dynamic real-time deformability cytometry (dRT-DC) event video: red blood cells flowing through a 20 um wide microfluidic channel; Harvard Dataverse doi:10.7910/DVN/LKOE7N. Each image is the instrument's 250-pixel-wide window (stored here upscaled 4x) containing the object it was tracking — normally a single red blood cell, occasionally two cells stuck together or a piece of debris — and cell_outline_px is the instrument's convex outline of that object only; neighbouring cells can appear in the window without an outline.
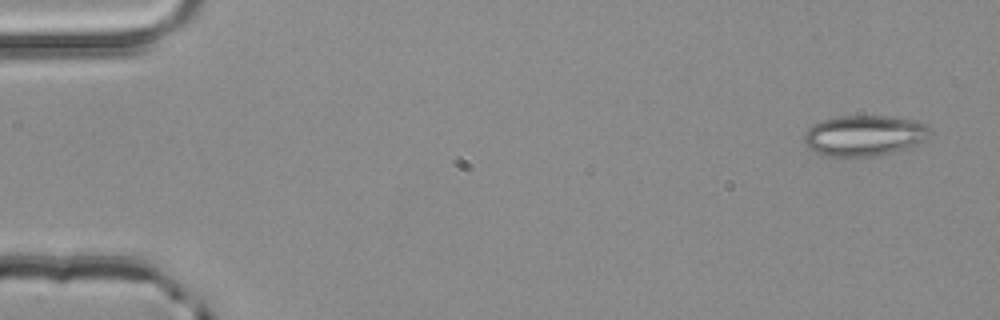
{"species": "common noctule bat (a hibernating species)", "species_latin": "Nyctalus noctula", "temperature_condition": "room temperature", "stored_images_in_passage": 3, "camera_frame_rate_fps": 3000, "um_per_image_px": 0.085, "animal": {"sex": "male", "body_mass_g": 20.4}, "frame": {"image": 1, "passage_image": 1, "time_ms": 0.0, "image_size_px": [1000, 320], "cell_outline_px": [[932, 132], [924, 140], [916, 144], [904, 148], [876, 156], [828, 156], [816, 152], [808, 148], [804, 140], [804, 132], [812, 124], [824, 120], [840, 116], [884, 116], [916, 120], [924, 124]], "centroid_in_image_um": [73.43, 11.51], "position_along_channel_um": 11.6, "area_um2": 29.54}}
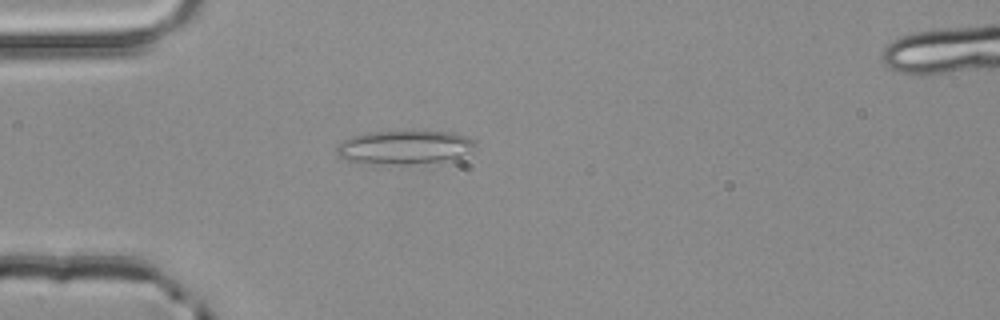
{"frame": {"image": 2, "passage_image": 3, "time_ms": 0.667, "image_size_px": [1000, 320], "cell_outline_px": [[476, 148], [456, 156], [444, 160], [404, 164], [392, 164], [348, 160], [336, 156], [336, 148], [344, 140], [352, 136], [368, 132], [412, 128], [452, 132], [468, 136], [476, 144]], "centroid_in_image_um": [34.38, 12.44], "position_along_channel_um": 50.6, "area_um2": 27.63}}